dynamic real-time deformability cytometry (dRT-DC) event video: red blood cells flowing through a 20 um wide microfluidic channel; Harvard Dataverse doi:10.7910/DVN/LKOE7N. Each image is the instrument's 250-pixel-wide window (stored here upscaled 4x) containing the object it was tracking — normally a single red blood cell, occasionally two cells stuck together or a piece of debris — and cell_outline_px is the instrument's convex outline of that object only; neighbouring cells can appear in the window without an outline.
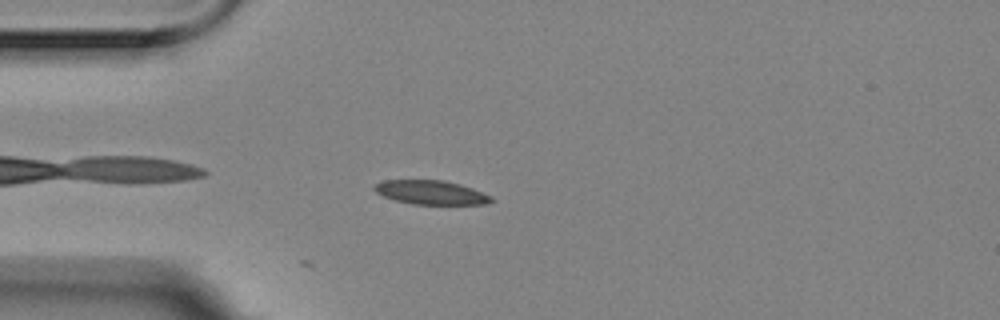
{"species": "Egyptian fruit bat (a non-hibernating species)", "species_latin": "Rousettus aegyptiacus", "temperature_condition": "room temperature", "stored_images_in_passage": 4, "camera_frame_rate_fps": 3000, "um_per_image_px": 0.085, "animal": {"sex": "female"}, "frame": {"image": 1, "passage_image": 4, "time_ms": 1.0, "image_size_px": [1000, 320], "cell_outline_px": [[492, 200], [488, 204], [412, 204], [396, 200], [384, 196], [376, 192], [372, 188], [376, 184], [384, 180], [444, 180], [460, 184], [472, 188], [492, 196]], "centroid_in_image_um": [36.64, 16.35], "position_along_channel_um": 48.4, "area_um2": 16.24}}